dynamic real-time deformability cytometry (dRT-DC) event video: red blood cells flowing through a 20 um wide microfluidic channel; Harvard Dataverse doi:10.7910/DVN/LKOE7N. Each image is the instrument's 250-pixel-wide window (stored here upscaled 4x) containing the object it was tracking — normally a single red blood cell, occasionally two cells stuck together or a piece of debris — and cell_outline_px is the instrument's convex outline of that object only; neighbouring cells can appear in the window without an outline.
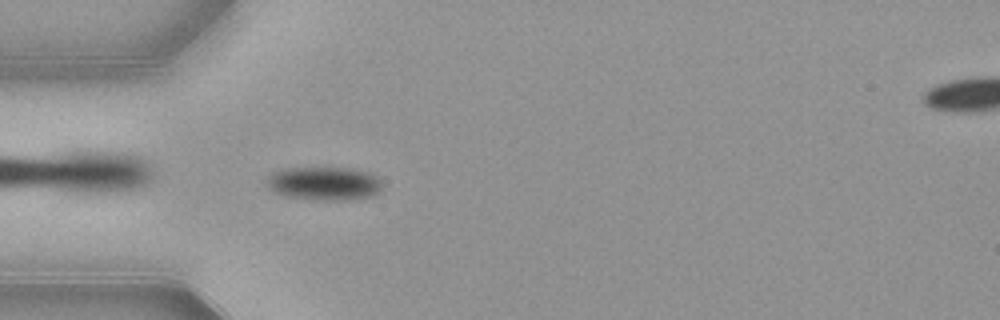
{"species": "common noctule bat (a hibernating species)", "species_latin": "Nyctalus noctula", "temperature_condition": "warm", "stored_images_in_passage": 39, "camera_frame_rate_fps": 3000, "um_per_image_px": 0.085, "animal": {"sex": "female", "body_mass_g": 21.9}, "frame": {"image": 1, "passage_image": 2, "time_ms": 0.333, "image_size_px": [1000, 320], "cell_outline_px": [[380, 192], [372, 196], [344, 200], [316, 200], [288, 196], [276, 192], [268, 188], [264, 184], [268, 176], [272, 172], [284, 168], [352, 168], [372, 172], [380, 180]], "centroid_in_image_um": [27.54, 15.58], "position_along_channel_um": 57.5, "area_um2": 22.72}}
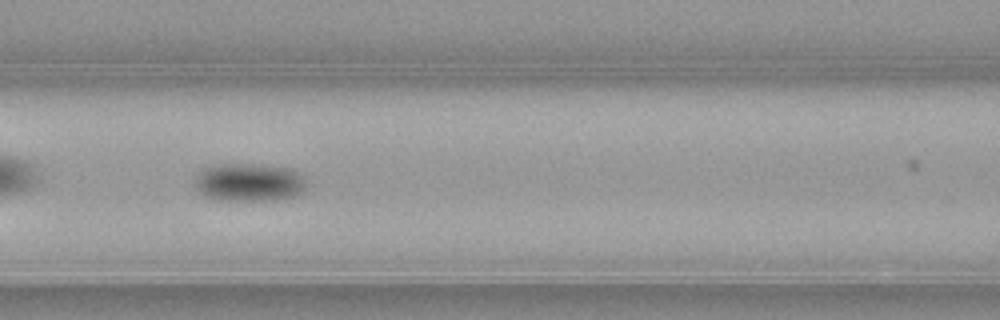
{"frame": {"image": 2, "passage_image": 9, "time_ms": 2.667, "image_size_px": [1000, 320], "cell_outline_px": [[304, 184], [300, 192], [292, 196], [272, 200], [216, 200], [204, 196], [196, 188], [196, 172], [212, 164], [260, 164], [288, 168], [296, 172], [300, 176]], "centroid_in_image_um": [21.06, 15.48], "position_along_channel_um": 145.5, "area_um2": 24.51}}
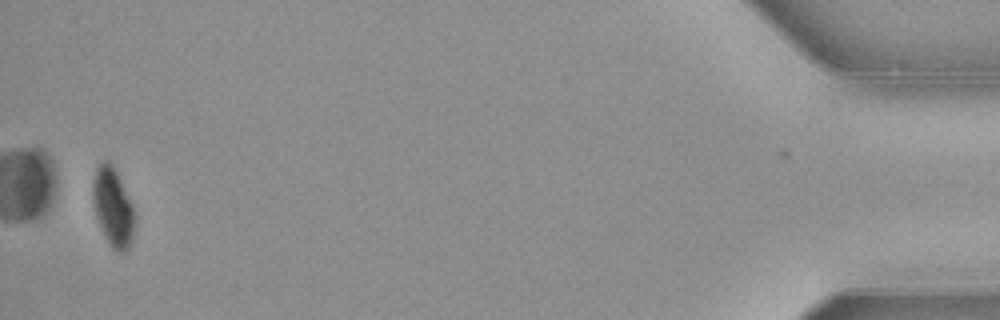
{"frame": {"image": 3, "passage_image": 38, "time_ms": 12.333, "image_size_px": [1000, 320], "cell_outline_px": [[136, 224], [132, 240], [128, 248], [124, 252], [116, 252], [112, 248], [100, 224], [96, 212], [92, 188], [96, 168], [104, 160], [108, 160], [112, 164], [136, 212]], "centroid_in_image_um": [9.65, 17.63], "position_along_channel_um": 425.5, "area_um2": 18.79}, "authors_computed_cell_mechanics": {"area_um2": 23.409, "velocity_mm_per_s": 3.8705, "shape_relaxation_time_tau1_ms": 2.2932, "shape_relaxation_time_tau2_ms": null, "deformation_change_tau1": 0.088, "deformation_change_tau2": null}}